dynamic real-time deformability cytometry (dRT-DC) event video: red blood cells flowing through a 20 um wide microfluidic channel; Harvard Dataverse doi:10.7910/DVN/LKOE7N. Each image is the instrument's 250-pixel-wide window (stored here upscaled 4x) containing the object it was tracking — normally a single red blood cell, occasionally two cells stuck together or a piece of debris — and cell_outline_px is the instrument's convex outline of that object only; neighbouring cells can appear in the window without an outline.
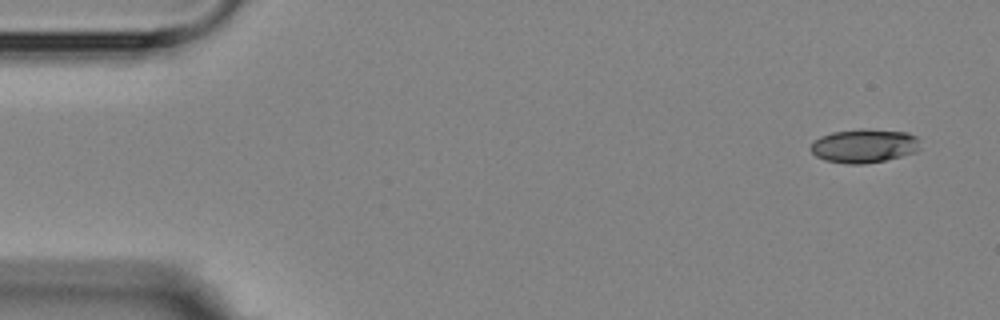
{"species": "Egyptian fruit bat (a non-hibernating species)", "species_latin": "Rousettus aegyptiacus", "temperature_condition": "room temperature", "stored_images_in_passage": 6, "camera_frame_rate_fps": 3000, "um_per_image_px": 0.085, "animal": {"sex": "female"}, "frame": {"image": 1, "passage_image": 1, "time_ms": 0.0, "image_size_px": [1000, 320], "cell_outline_px": [[920, 148], [916, 152], [884, 160], [864, 164], [848, 164], [824, 160], [816, 156], [808, 148], [812, 140], [820, 136], [832, 132], [860, 128], [864, 128], [908, 132], [916, 136], [920, 140]], "centroid_in_image_um": [73.43, 12.38], "position_along_channel_um": 11.6, "area_um2": 21.96}}
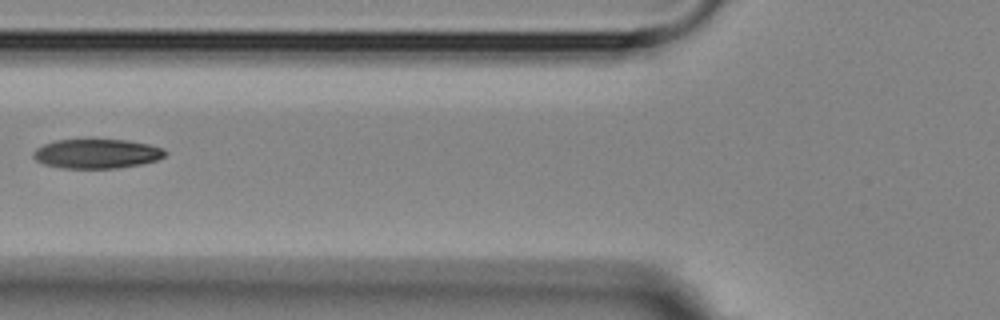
{"frame": {"image": 2, "passage_image": 5, "time_ms": 6.0, "image_size_px": [1000, 320], "cell_outline_px": [[168, 152], [164, 156], [156, 160], [140, 164], [120, 168], [60, 168], [44, 164], [36, 160], [32, 156], [32, 152], [36, 148], [52, 140], [128, 140], [148, 144], [164, 148]], "centroid_in_image_um": [8.21, 13.06], "position_along_channel_um": 117.6, "area_um2": 22.66}}
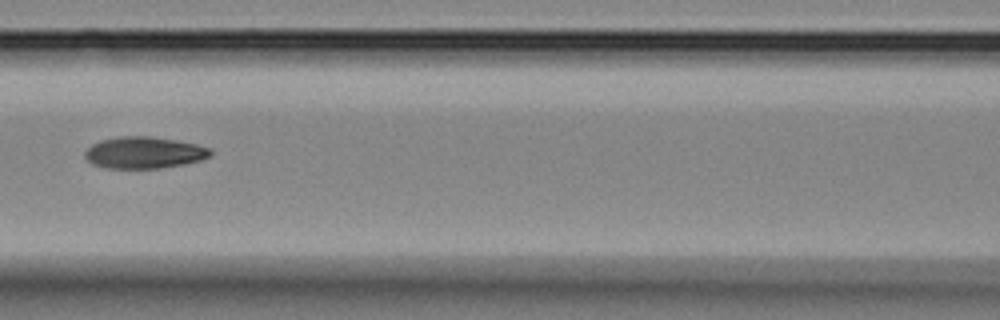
{"frame": {"image": 3, "passage_image": 6, "time_ms": 7.0, "image_size_px": [1000, 320], "cell_outline_px": [[212, 156], [200, 160], [184, 164], [160, 168], [104, 168], [92, 164], [84, 156], [84, 152], [92, 144], [100, 140], [120, 136], [152, 136], [176, 140], [196, 144], [208, 148], [212, 152]], "centroid_in_image_um": [12.23, 12.97], "position_along_channel_um": 154.4, "area_um2": 23.24}}